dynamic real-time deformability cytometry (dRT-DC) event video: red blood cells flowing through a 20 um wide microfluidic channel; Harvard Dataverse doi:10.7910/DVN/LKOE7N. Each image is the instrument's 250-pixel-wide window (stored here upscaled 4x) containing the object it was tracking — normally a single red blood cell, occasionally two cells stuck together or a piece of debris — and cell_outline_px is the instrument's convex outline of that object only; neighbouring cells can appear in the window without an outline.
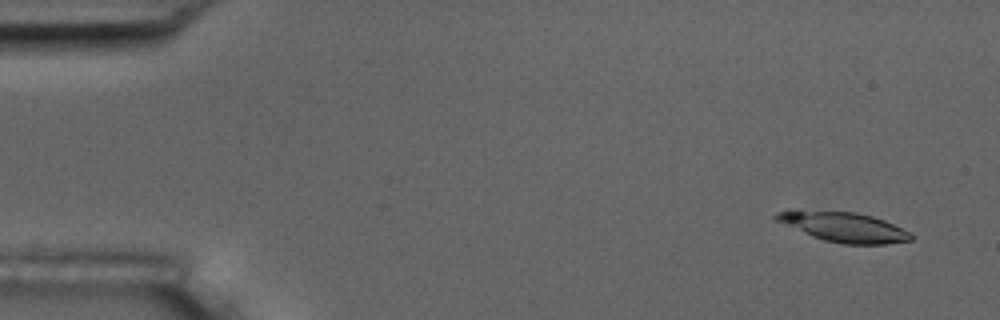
{"species": "common noctule bat (a hibernating species)", "species_latin": "Nyctalus noctula", "temperature_condition": "room temperature", "stored_images_in_passage": 8, "camera_frame_rate_fps": 3000, "um_per_image_px": 0.085, "animal": {"sex": "male", "body_mass_g": 17.5, "forearm_length_mm": 52.3}, "frame": {"image": 1, "passage_image": 1, "time_ms": 0.0, "image_size_px": [1000, 320], "cell_outline_px": [[912, 240], [884, 244], [844, 244], [824, 240], [812, 236], [772, 220], [772, 216], [776, 212], [788, 208], [856, 212], [872, 216], [884, 220], [912, 232]], "centroid_in_image_um": [71.61, 19.25], "position_along_channel_um": 13.4, "area_um2": 24.04}}
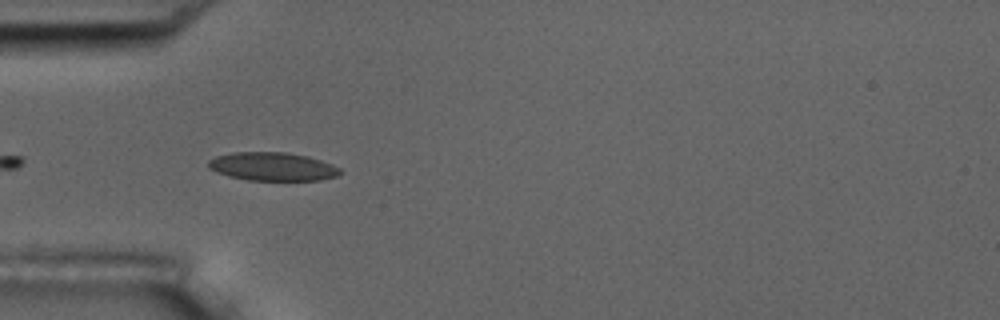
{"frame": {"image": 2, "passage_image": 5, "time_ms": 4.667, "image_size_px": [1000, 320], "cell_outline_px": [[340, 172], [336, 176], [320, 180], [248, 180], [228, 176], [216, 172], [208, 168], [208, 160], [216, 156], [232, 152], [288, 152], [308, 156], [332, 164], [340, 168]], "centroid_in_image_um": [23.13, 14.15], "position_along_channel_um": 61.9, "area_um2": 21.85}}